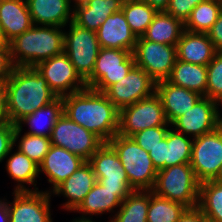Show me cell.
I'll use <instances>...</instances> for the list:
<instances>
[{"label": "cell", "mask_w": 222, "mask_h": 222, "mask_svg": "<svg viewBox=\"0 0 222 222\" xmlns=\"http://www.w3.org/2000/svg\"><path fill=\"white\" fill-rule=\"evenodd\" d=\"M63 112L74 122L109 142L119 129V109L103 92L85 88L62 97Z\"/></svg>", "instance_id": "obj_1"}, {"label": "cell", "mask_w": 222, "mask_h": 222, "mask_svg": "<svg viewBox=\"0 0 222 222\" xmlns=\"http://www.w3.org/2000/svg\"><path fill=\"white\" fill-rule=\"evenodd\" d=\"M5 84L8 119L13 125L58 97L34 67H15Z\"/></svg>", "instance_id": "obj_2"}, {"label": "cell", "mask_w": 222, "mask_h": 222, "mask_svg": "<svg viewBox=\"0 0 222 222\" xmlns=\"http://www.w3.org/2000/svg\"><path fill=\"white\" fill-rule=\"evenodd\" d=\"M62 27L33 25L8 44L15 67H35L40 62L64 52Z\"/></svg>", "instance_id": "obj_3"}, {"label": "cell", "mask_w": 222, "mask_h": 222, "mask_svg": "<svg viewBox=\"0 0 222 222\" xmlns=\"http://www.w3.org/2000/svg\"><path fill=\"white\" fill-rule=\"evenodd\" d=\"M116 151L127 178L134 190H152L158 170L154 167L149 153L131 137L116 134L108 142Z\"/></svg>", "instance_id": "obj_4"}, {"label": "cell", "mask_w": 222, "mask_h": 222, "mask_svg": "<svg viewBox=\"0 0 222 222\" xmlns=\"http://www.w3.org/2000/svg\"><path fill=\"white\" fill-rule=\"evenodd\" d=\"M200 182L196 179L190 163L160 169L152 189L156 195L177 201L188 208H196L199 200Z\"/></svg>", "instance_id": "obj_5"}, {"label": "cell", "mask_w": 222, "mask_h": 222, "mask_svg": "<svg viewBox=\"0 0 222 222\" xmlns=\"http://www.w3.org/2000/svg\"><path fill=\"white\" fill-rule=\"evenodd\" d=\"M64 32V53L74 65L75 71L86 82L92 75L100 45L95 31L82 28L73 21Z\"/></svg>", "instance_id": "obj_6"}, {"label": "cell", "mask_w": 222, "mask_h": 222, "mask_svg": "<svg viewBox=\"0 0 222 222\" xmlns=\"http://www.w3.org/2000/svg\"><path fill=\"white\" fill-rule=\"evenodd\" d=\"M156 126H171L156 92L151 97L119 110L118 134L121 136L131 137L139 131Z\"/></svg>", "instance_id": "obj_7"}, {"label": "cell", "mask_w": 222, "mask_h": 222, "mask_svg": "<svg viewBox=\"0 0 222 222\" xmlns=\"http://www.w3.org/2000/svg\"><path fill=\"white\" fill-rule=\"evenodd\" d=\"M135 65L133 53L128 50L100 48L87 88L104 92L109 86L124 78Z\"/></svg>", "instance_id": "obj_8"}, {"label": "cell", "mask_w": 222, "mask_h": 222, "mask_svg": "<svg viewBox=\"0 0 222 222\" xmlns=\"http://www.w3.org/2000/svg\"><path fill=\"white\" fill-rule=\"evenodd\" d=\"M51 145L64 148L89 161L104 143L93 132L72 121L64 112L56 121L50 135Z\"/></svg>", "instance_id": "obj_9"}, {"label": "cell", "mask_w": 222, "mask_h": 222, "mask_svg": "<svg viewBox=\"0 0 222 222\" xmlns=\"http://www.w3.org/2000/svg\"><path fill=\"white\" fill-rule=\"evenodd\" d=\"M135 65L145 70L157 83L167 80L177 60V47L137 37L133 51Z\"/></svg>", "instance_id": "obj_10"}, {"label": "cell", "mask_w": 222, "mask_h": 222, "mask_svg": "<svg viewBox=\"0 0 222 222\" xmlns=\"http://www.w3.org/2000/svg\"><path fill=\"white\" fill-rule=\"evenodd\" d=\"M190 165L200 183L217 177L222 165V127L193 139Z\"/></svg>", "instance_id": "obj_11"}, {"label": "cell", "mask_w": 222, "mask_h": 222, "mask_svg": "<svg viewBox=\"0 0 222 222\" xmlns=\"http://www.w3.org/2000/svg\"><path fill=\"white\" fill-rule=\"evenodd\" d=\"M156 92V82L140 67L134 65L120 81L103 93L120 110L137 101L151 97Z\"/></svg>", "instance_id": "obj_12"}, {"label": "cell", "mask_w": 222, "mask_h": 222, "mask_svg": "<svg viewBox=\"0 0 222 222\" xmlns=\"http://www.w3.org/2000/svg\"><path fill=\"white\" fill-rule=\"evenodd\" d=\"M58 96L72 94L86 88L85 82L75 71L69 57L63 52L44 60L34 67Z\"/></svg>", "instance_id": "obj_13"}, {"label": "cell", "mask_w": 222, "mask_h": 222, "mask_svg": "<svg viewBox=\"0 0 222 222\" xmlns=\"http://www.w3.org/2000/svg\"><path fill=\"white\" fill-rule=\"evenodd\" d=\"M219 104L202 96L195 105L178 117L171 127L190 138H197L219 127Z\"/></svg>", "instance_id": "obj_14"}, {"label": "cell", "mask_w": 222, "mask_h": 222, "mask_svg": "<svg viewBox=\"0 0 222 222\" xmlns=\"http://www.w3.org/2000/svg\"><path fill=\"white\" fill-rule=\"evenodd\" d=\"M12 202L7 201L9 222H53L51 194L43 191H14Z\"/></svg>", "instance_id": "obj_15"}, {"label": "cell", "mask_w": 222, "mask_h": 222, "mask_svg": "<svg viewBox=\"0 0 222 222\" xmlns=\"http://www.w3.org/2000/svg\"><path fill=\"white\" fill-rule=\"evenodd\" d=\"M97 181L110 190H134L114 148L104 142L88 161Z\"/></svg>", "instance_id": "obj_16"}, {"label": "cell", "mask_w": 222, "mask_h": 222, "mask_svg": "<svg viewBox=\"0 0 222 222\" xmlns=\"http://www.w3.org/2000/svg\"><path fill=\"white\" fill-rule=\"evenodd\" d=\"M97 178L92 165L86 161L70 177L59 184L50 194L64 196L67 202L63 203V209L74 212L84 201L86 195L96 184Z\"/></svg>", "instance_id": "obj_17"}, {"label": "cell", "mask_w": 222, "mask_h": 222, "mask_svg": "<svg viewBox=\"0 0 222 222\" xmlns=\"http://www.w3.org/2000/svg\"><path fill=\"white\" fill-rule=\"evenodd\" d=\"M85 162L80 156L64 148L51 145L42 163L39 165V175L40 173L45 174L48 178L47 181L52 185L50 191H46L51 193Z\"/></svg>", "instance_id": "obj_18"}, {"label": "cell", "mask_w": 222, "mask_h": 222, "mask_svg": "<svg viewBox=\"0 0 222 222\" xmlns=\"http://www.w3.org/2000/svg\"><path fill=\"white\" fill-rule=\"evenodd\" d=\"M96 34L101 48L128 50L132 53L135 49L137 36L131 31L122 10L107 17Z\"/></svg>", "instance_id": "obj_19"}, {"label": "cell", "mask_w": 222, "mask_h": 222, "mask_svg": "<svg viewBox=\"0 0 222 222\" xmlns=\"http://www.w3.org/2000/svg\"><path fill=\"white\" fill-rule=\"evenodd\" d=\"M33 25L62 27L73 21L70 0H26Z\"/></svg>", "instance_id": "obj_20"}, {"label": "cell", "mask_w": 222, "mask_h": 222, "mask_svg": "<svg viewBox=\"0 0 222 222\" xmlns=\"http://www.w3.org/2000/svg\"><path fill=\"white\" fill-rule=\"evenodd\" d=\"M32 26L26 0H0V31L3 43H9Z\"/></svg>", "instance_id": "obj_21"}, {"label": "cell", "mask_w": 222, "mask_h": 222, "mask_svg": "<svg viewBox=\"0 0 222 222\" xmlns=\"http://www.w3.org/2000/svg\"><path fill=\"white\" fill-rule=\"evenodd\" d=\"M156 94L162 101L165 116L170 125L202 97L199 93L175 86L167 80L156 83Z\"/></svg>", "instance_id": "obj_22"}, {"label": "cell", "mask_w": 222, "mask_h": 222, "mask_svg": "<svg viewBox=\"0 0 222 222\" xmlns=\"http://www.w3.org/2000/svg\"><path fill=\"white\" fill-rule=\"evenodd\" d=\"M177 59L183 62L207 66L217 49L207 33L184 30L177 44Z\"/></svg>", "instance_id": "obj_23"}, {"label": "cell", "mask_w": 222, "mask_h": 222, "mask_svg": "<svg viewBox=\"0 0 222 222\" xmlns=\"http://www.w3.org/2000/svg\"><path fill=\"white\" fill-rule=\"evenodd\" d=\"M134 190H110L98 181L86 195L84 201L74 211L82 213L81 216L102 215L105 212L116 213L115 208H120L122 201Z\"/></svg>", "instance_id": "obj_24"}, {"label": "cell", "mask_w": 222, "mask_h": 222, "mask_svg": "<svg viewBox=\"0 0 222 222\" xmlns=\"http://www.w3.org/2000/svg\"><path fill=\"white\" fill-rule=\"evenodd\" d=\"M122 4L123 0H88L74 7L73 22L96 32L107 17L121 10Z\"/></svg>", "instance_id": "obj_25"}, {"label": "cell", "mask_w": 222, "mask_h": 222, "mask_svg": "<svg viewBox=\"0 0 222 222\" xmlns=\"http://www.w3.org/2000/svg\"><path fill=\"white\" fill-rule=\"evenodd\" d=\"M13 149L14 147L5 157V159L7 158L5 168L10 178L17 182L14 191H39L36 186V179L39 177V166L18 149L11 154ZM25 184L27 186L33 185L35 188L30 189Z\"/></svg>", "instance_id": "obj_26"}, {"label": "cell", "mask_w": 222, "mask_h": 222, "mask_svg": "<svg viewBox=\"0 0 222 222\" xmlns=\"http://www.w3.org/2000/svg\"><path fill=\"white\" fill-rule=\"evenodd\" d=\"M62 114L63 100L62 97H57L48 105L39 108L32 114L20 120L16 124V127L23 131V125L27 124L30 129L28 128V131H25V133L50 138L52 129Z\"/></svg>", "instance_id": "obj_27"}, {"label": "cell", "mask_w": 222, "mask_h": 222, "mask_svg": "<svg viewBox=\"0 0 222 222\" xmlns=\"http://www.w3.org/2000/svg\"><path fill=\"white\" fill-rule=\"evenodd\" d=\"M184 30V23L180 19L160 11L157 12L142 37L156 43L177 46Z\"/></svg>", "instance_id": "obj_28"}, {"label": "cell", "mask_w": 222, "mask_h": 222, "mask_svg": "<svg viewBox=\"0 0 222 222\" xmlns=\"http://www.w3.org/2000/svg\"><path fill=\"white\" fill-rule=\"evenodd\" d=\"M167 81L175 86L206 96L207 66L176 60Z\"/></svg>", "instance_id": "obj_29"}, {"label": "cell", "mask_w": 222, "mask_h": 222, "mask_svg": "<svg viewBox=\"0 0 222 222\" xmlns=\"http://www.w3.org/2000/svg\"><path fill=\"white\" fill-rule=\"evenodd\" d=\"M150 190H134L123 201L108 222H147Z\"/></svg>", "instance_id": "obj_30"}, {"label": "cell", "mask_w": 222, "mask_h": 222, "mask_svg": "<svg viewBox=\"0 0 222 222\" xmlns=\"http://www.w3.org/2000/svg\"><path fill=\"white\" fill-rule=\"evenodd\" d=\"M197 208L206 219L222 222V183L215 180L201 182Z\"/></svg>", "instance_id": "obj_31"}, {"label": "cell", "mask_w": 222, "mask_h": 222, "mask_svg": "<svg viewBox=\"0 0 222 222\" xmlns=\"http://www.w3.org/2000/svg\"><path fill=\"white\" fill-rule=\"evenodd\" d=\"M221 11L222 2L220 0H204L193 8L184 23V29L190 32L207 33L217 21Z\"/></svg>", "instance_id": "obj_32"}, {"label": "cell", "mask_w": 222, "mask_h": 222, "mask_svg": "<svg viewBox=\"0 0 222 222\" xmlns=\"http://www.w3.org/2000/svg\"><path fill=\"white\" fill-rule=\"evenodd\" d=\"M121 10L131 31L137 37H141L146 32L147 27L151 24L158 12L147 2L137 0L123 1Z\"/></svg>", "instance_id": "obj_33"}, {"label": "cell", "mask_w": 222, "mask_h": 222, "mask_svg": "<svg viewBox=\"0 0 222 222\" xmlns=\"http://www.w3.org/2000/svg\"><path fill=\"white\" fill-rule=\"evenodd\" d=\"M187 209L184 204L158 196L150 190L147 222H178Z\"/></svg>", "instance_id": "obj_34"}, {"label": "cell", "mask_w": 222, "mask_h": 222, "mask_svg": "<svg viewBox=\"0 0 222 222\" xmlns=\"http://www.w3.org/2000/svg\"><path fill=\"white\" fill-rule=\"evenodd\" d=\"M193 138H189L174 128L167 132V160L165 168L191 162Z\"/></svg>", "instance_id": "obj_35"}, {"label": "cell", "mask_w": 222, "mask_h": 222, "mask_svg": "<svg viewBox=\"0 0 222 222\" xmlns=\"http://www.w3.org/2000/svg\"><path fill=\"white\" fill-rule=\"evenodd\" d=\"M21 132L22 131L15 126L14 146L21 136L17 143L18 150L39 166L51 147L50 138L27 133H24L22 136Z\"/></svg>", "instance_id": "obj_36"}, {"label": "cell", "mask_w": 222, "mask_h": 222, "mask_svg": "<svg viewBox=\"0 0 222 222\" xmlns=\"http://www.w3.org/2000/svg\"><path fill=\"white\" fill-rule=\"evenodd\" d=\"M218 104L222 101V52L218 51L207 65L206 96Z\"/></svg>", "instance_id": "obj_37"}, {"label": "cell", "mask_w": 222, "mask_h": 222, "mask_svg": "<svg viewBox=\"0 0 222 222\" xmlns=\"http://www.w3.org/2000/svg\"><path fill=\"white\" fill-rule=\"evenodd\" d=\"M171 126H156L139 131L131 138L144 150L149 152L153 147L166 137Z\"/></svg>", "instance_id": "obj_38"}, {"label": "cell", "mask_w": 222, "mask_h": 222, "mask_svg": "<svg viewBox=\"0 0 222 222\" xmlns=\"http://www.w3.org/2000/svg\"><path fill=\"white\" fill-rule=\"evenodd\" d=\"M203 1L204 0H170L165 12L185 23L193 8Z\"/></svg>", "instance_id": "obj_39"}, {"label": "cell", "mask_w": 222, "mask_h": 222, "mask_svg": "<svg viewBox=\"0 0 222 222\" xmlns=\"http://www.w3.org/2000/svg\"><path fill=\"white\" fill-rule=\"evenodd\" d=\"M15 126L10 122L0 123V163L14 146Z\"/></svg>", "instance_id": "obj_40"}, {"label": "cell", "mask_w": 222, "mask_h": 222, "mask_svg": "<svg viewBox=\"0 0 222 222\" xmlns=\"http://www.w3.org/2000/svg\"><path fill=\"white\" fill-rule=\"evenodd\" d=\"M15 68L10 53V47L8 43H0V82H6V80L12 74Z\"/></svg>", "instance_id": "obj_41"}, {"label": "cell", "mask_w": 222, "mask_h": 222, "mask_svg": "<svg viewBox=\"0 0 222 222\" xmlns=\"http://www.w3.org/2000/svg\"><path fill=\"white\" fill-rule=\"evenodd\" d=\"M150 158L153 161L154 167L157 170L165 168V160H167V134L158 145L153 147L149 152Z\"/></svg>", "instance_id": "obj_42"}, {"label": "cell", "mask_w": 222, "mask_h": 222, "mask_svg": "<svg viewBox=\"0 0 222 222\" xmlns=\"http://www.w3.org/2000/svg\"><path fill=\"white\" fill-rule=\"evenodd\" d=\"M207 35L217 51L222 52V11L217 21L207 31Z\"/></svg>", "instance_id": "obj_43"}, {"label": "cell", "mask_w": 222, "mask_h": 222, "mask_svg": "<svg viewBox=\"0 0 222 222\" xmlns=\"http://www.w3.org/2000/svg\"><path fill=\"white\" fill-rule=\"evenodd\" d=\"M9 122L7 110V88L5 82H0V123Z\"/></svg>", "instance_id": "obj_44"}, {"label": "cell", "mask_w": 222, "mask_h": 222, "mask_svg": "<svg viewBox=\"0 0 222 222\" xmlns=\"http://www.w3.org/2000/svg\"><path fill=\"white\" fill-rule=\"evenodd\" d=\"M204 214L196 208H188L178 222H204Z\"/></svg>", "instance_id": "obj_45"}, {"label": "cell", "mask_w": 222, "mask_h": 222, "mask_svg": "<svg viewBox=\"0 0 222 222\" xmlns=\"http://www.w3.org/2000/svg\"><path fill=\"white\" fill-rule=\"evenodd\" d=\"M137 1L147 2L152 8L160 12V11H165L167 9L170 0H137Z\"/></svg>", "instance_id": "obj_46"}, {"label": "cell", "mask_w": 222, "mask_h": 222, "mask_svg": "<svg viewBox=\"0 0 222 222\" xmlns=\"http://www.w3.org/2000/svg\"><path fill=\"white\" fill-rule=\"evenodd\" d=\"M7 199H0V222H9V212L7 208Z\"/></svg>", "instance_id": "obj_47"}, {"label": "cell", "mask_w": 222, "mask_h": 222, "mask_svg": "<svg viewBox=\"0 0 222 222\" xmlns=\"http://www.w3.org/2000/svg\"><path fill=\"white\" fill-rule=\"evenodd\" d=\"M71 222H96V221H93L92 217L80 216V217H77L75 219H72Z\"/></svg>", "instance_id": "obj_48"}, {"label": "cell", "mask_w": 222, "mask_h": 222, "mask_svg": "<svg viewBox=\"0 0 222 222\" xmlns=\"http://www.w3.org/2000/svg\"><path fill=\"white\" fill-rule=\"evenodd\" d=\"M87 1L88 0H70L71 4L74 3L73 7H75L76 5H80V4L86 3Z\"/></svg>", "instance_id": "obj_49"}, {"label": "cell", "mask_w": 222, "mask_h": 222, "mask_svg": "<svg viewBox=\"0 0 222 222\" xmlns=\"http://www.w3.org/2000/svg\"><path fill=\"white\" fill-rule=\"evenodd\" d=\"M214 180L222 183V165H221V168H220V171H219L217 177Z\"/></svg>", "instance_id": "obj_50"}, {"label": "cell", "mask_w": 222, "mask_h": 222, "mask_svg": "<svg viewBox=\"0 0 222 222\" xmlns=\"http://www.w3.org/2000/svg\"><path fill=\"white\" fill-rule=\"evenodd\" d=\"M221 104V105H220ZM218 106H222V101L219 103ZM222 113L220 112V108H219V126L222 127Z\"/></svg>", "instance_id": "obj_51"}, {"label": "cell", "mask_w": 222, "mask_h": 222, "mask_svg": "<svg viewBox=\"0 0 222 222\" xmlns=\"http://www.w3.org/2000/svg\"><path fill=\"white\" fill-rule=\"evenodd\" d=\"M204 222H213V221H211V220H208V219H204Z\"/></svg>", "instance_id": "obj_52"}, {"label": "cell", "mask_w": 222, "mask_h": 222, "mask_svg": "<svg viewBox=\"0 0 222 222\" xmlns=\"http://www.w3.org/2000/svg\"><path fill=\"white\" fill-rule=\"evenodd\" d=\"M2 42V38H1V31H0V43Z\"/></svg>", "instance_id": "obj_53"}]
</instances>
